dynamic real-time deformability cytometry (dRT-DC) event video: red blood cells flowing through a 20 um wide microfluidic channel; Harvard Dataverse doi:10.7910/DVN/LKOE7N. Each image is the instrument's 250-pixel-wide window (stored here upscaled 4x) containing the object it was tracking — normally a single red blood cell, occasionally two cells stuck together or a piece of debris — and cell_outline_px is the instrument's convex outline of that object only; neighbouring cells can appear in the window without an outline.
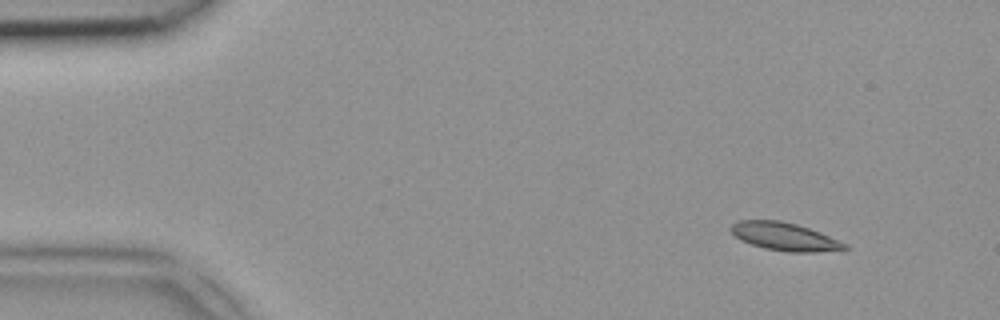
{"species": "common noctule bat (a hibernating species)", "species_latin": "Nyctalus noctula", "temperature_condition": "room temperature", "stored_images_in_passage": 43, "camera_frame_rate_fps": 3000, "um_per_image_px": 0.085, "animal": {"sex": "female", "body_mass_g": 18.4}, "frame": {"image": 1, "passage_image": 1, "time_ms": 0.0, "image_size_px": [1000, 320], "cell_outline_px": [[848, 248], [844, 252], [788, 252], [764, 248], [740, 240], [728, 228], [732, 224], [740, 220], [780, 220], [796, 224], [820, 232], [848, 244]], "centroid_in_image_um": [66.76, 20.13], "position_along_channel_um": 18.2, "area_um2": 18.84}}
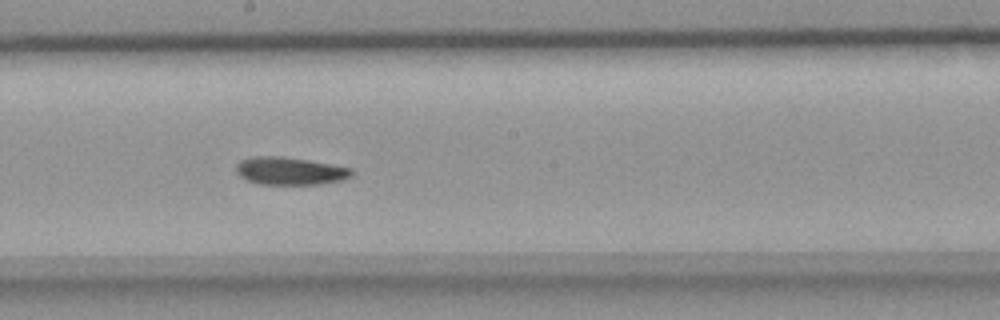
{"frame": {"image": 2, "passage_image": 22, "time_ms": 7.0, "image_size_px": [1000, 320], "cell_outline_px": [[356, 172], [352, 176], [344, 180], [316, 184], [260, 184], [248, 180], [240, 176], [236, 172], [236, 164], [240, 160], [252, 156], [280, 156], [308, 160], [352, 168]], "centroid_in_image_um": [24.66, 14.53], "position_along_channel_um": 223.5, "area_um2": 18.73}}
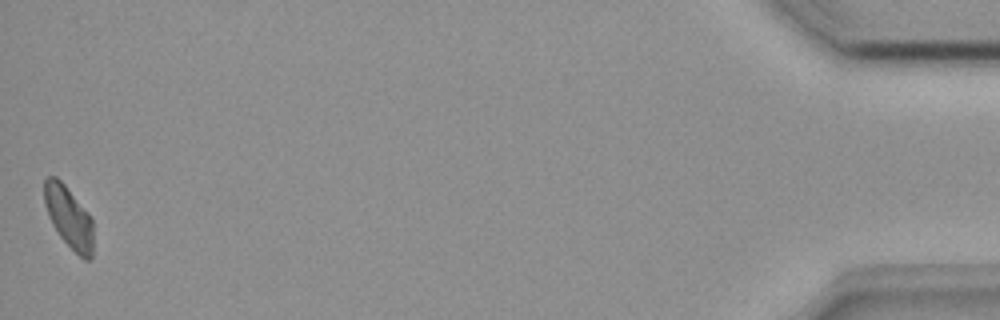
{"frame": {"image": 3, "passage_image": 43, "time_ms": 14.0, "image_size_px": [1000, 320], "cell_outline_px": [[92, 256], [88, 260], [84, 260], [60, 236], [52, 224], [48, 216], [44, 204], [44, 180], [48, 176], [56, 176], [64, 184], [88, 212], [92, 220]], "centroid_in_image_um": [5.83, 18.43], "position_along_channel_um": 429.4, "area_um2": 17.4}}